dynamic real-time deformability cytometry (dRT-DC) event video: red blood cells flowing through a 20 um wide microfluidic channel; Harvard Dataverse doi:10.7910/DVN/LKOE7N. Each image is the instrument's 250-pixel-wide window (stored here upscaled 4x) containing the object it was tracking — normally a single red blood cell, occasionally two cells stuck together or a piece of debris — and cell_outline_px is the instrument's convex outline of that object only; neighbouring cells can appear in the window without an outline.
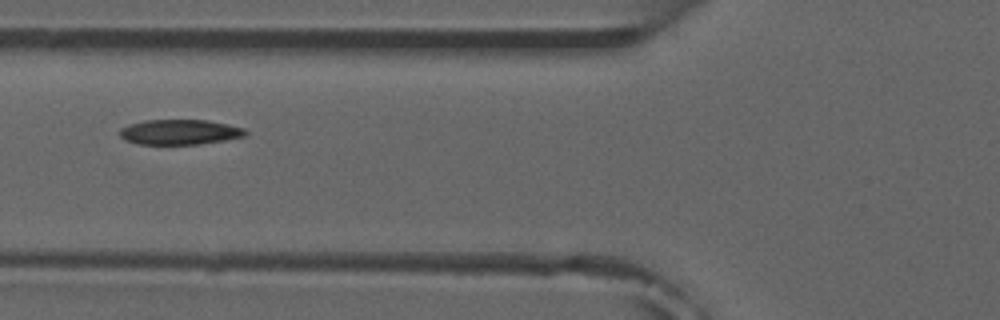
{"species": "common noctule bat (a hibernating species)", "species_latin": "Nyctalus noctula", "temperature_condition": "room temperature", "stored_images_in_passage": 6, "camera_frame_rate_fps": 3000, "um_per_image_px": 0.085, "animal": {"sex": "male", "forearm_length_mm": 52.5}, "frame": {"image": 1, "passage_image": 6, "time_ms": 6.0, "image_size_px": [1000, 320], "cell_outline_px": [[248, 132], [244, 136], [224, 140], [200, 144], [140, 144], [124, 140], [120, 136], [120, 128], [144, 120], [208, 120], [228, 124], [244, 128]], "centroid_in_image_um": [15.28, 11.22], "position_along_channel_um": 110.5, "area_um2": 18.32}}